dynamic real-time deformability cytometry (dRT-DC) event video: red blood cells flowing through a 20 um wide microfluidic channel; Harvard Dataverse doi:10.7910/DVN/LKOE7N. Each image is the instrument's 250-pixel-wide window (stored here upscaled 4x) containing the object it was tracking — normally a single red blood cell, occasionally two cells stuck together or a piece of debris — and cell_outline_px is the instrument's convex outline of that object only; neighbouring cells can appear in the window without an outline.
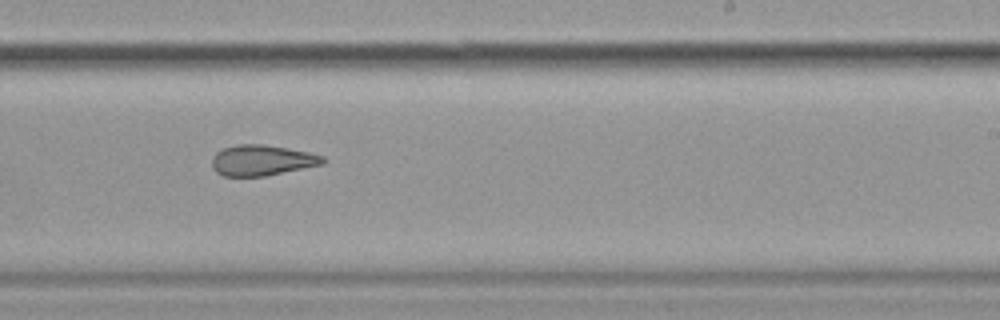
{"species": "common noctule bat (a hibernating species)", "species_latin": "Nyctalus noctula", "temperature_condition": "cold", "stored_images_in_passage": 11, "camera_frame_rate_fps": 3000, "um_per_image_px": 0.085, "animal": {"sex": "female", "body_mass_g": 19.9}, "frame": {"image": 1, "passage_image": 10, "time_ms": 3.0, "image_size_px": [1000, 320], "cell_outline_px": [[328, 160], [324, 164], [264, 176], [224, 176], [216, 172], [212, 168], [212, 156], [216, 152], [224, 148], [236, 144], [264, 144], [288, 148], [308, 152], [324, 156]], "centroid_in_image_um": [22.27, 13.62], "position_along_channel_um": 266.7, "area_um2": 19.94}}
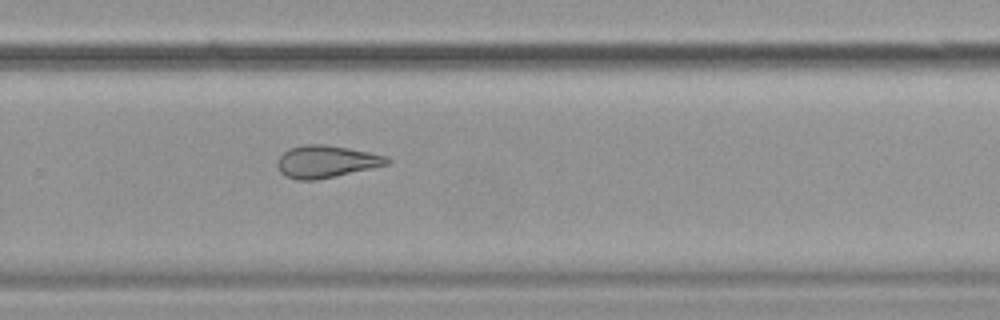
{"frame": {"image": 2, "passage_image": 11, "time_ms": 3.333, "image_size_px": [1000, 320], "cell_outline_px": [[392, 160], [388, 164], [336, 176], [316, 180], [296, 180], [284, 176], [280, 172], [276, 164], [276, 160], [288, 148], [304, 144], [324, 144], [348, 148], [388, 156]], "centroid_in_image_um": [27.69, 13.73], "position_along_channel_um": 302.1, "area_um2": 20.75}}